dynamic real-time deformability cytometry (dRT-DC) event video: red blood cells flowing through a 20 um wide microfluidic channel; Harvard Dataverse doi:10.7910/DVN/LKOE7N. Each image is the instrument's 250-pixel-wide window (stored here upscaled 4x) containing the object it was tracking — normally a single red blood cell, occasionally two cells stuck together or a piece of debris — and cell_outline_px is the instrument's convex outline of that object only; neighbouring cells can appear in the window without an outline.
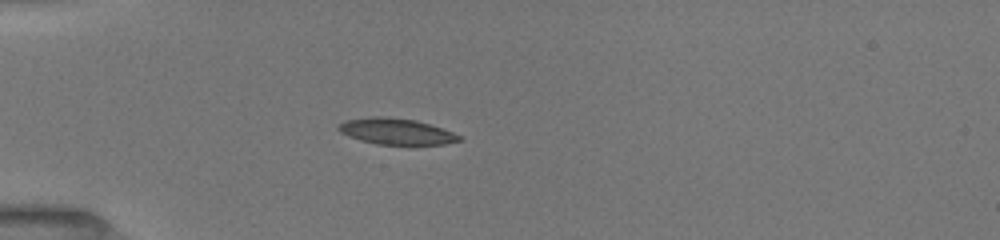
{"species": "common noctule bat (a hibernating species)", "species_latin": "Nyctalus noctula", "temperature_condition": "room temperature", "stored_images_in_passage": 60, "camera_frame_rate_fps": 3000, "um_per_image_px": 0.085, "animal": {"sex": "female", "body_mass_g": 19.5, "forearm_length_mm": 54.1}, "frame": {"image": 1, "passage_image": 1, "time_ms": 0.0, "image_size_px": [1000, 240], "cell_outline_px": [[464, 140], [444, 144], [408, 148], [376, 144], [360, 140], [348, 136], [340, 132], [336, 128], [344, 120], [372, 116], [384, 116], [416, 120], [452, 132], [460, 136]], "centroid_in_image_um": [33.7, 11.22], "position_along_channel_um": 51.3, "area_um2": 19.25}}
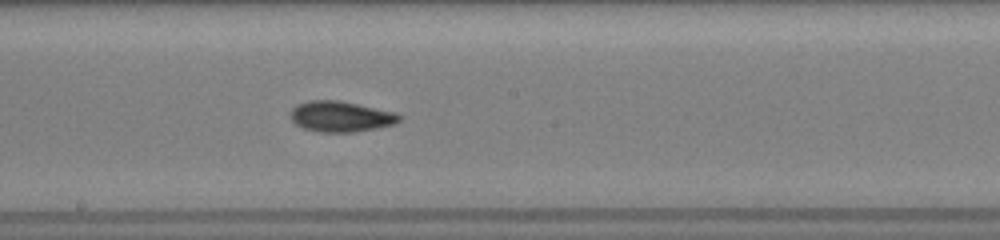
{"frame": {"image": 2, "passage_image": 22, "time_ms": 4.667, "image_size_px": [1000, 240], "cell_outline_px": [[404, 116], [396, 124], [376, 128], [352, 132], [320, 132], [304, 128], [296, 124], [288, 116], [288, 112], [296, 104], [308, 100], [340, 100], [396, 112]], "centroid_in_image_um": [28.96, 9.89], "position_along_channel_um": 219.2, "area_um2": 19.77}}
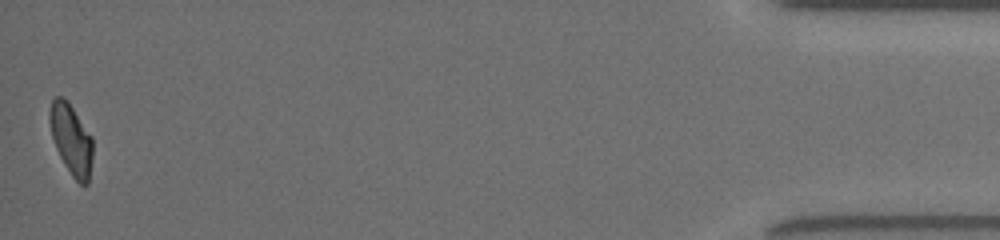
{"frame": {"image": 3, "passage_image": 60, "time_ms": 12.0, "image_size_px": [1000, 240], "cell_outline_px": [[92, 156], [88, 184], [80, 184], [72, 176], [64, 164], [56, 148], [52, 136], [48, 120], [48, 112], [52, 100], [56, 96], [64, 96], [68, 100], [92, 136]], "centroid_in_image_um": [6.04, 11.8], "position_along_channel_um": 429.2, "area_um2": 17.86}, "authors_computed_cell_mechanics": {"area_um2": 18.4671, "velocity_mm_per_s": 3.9957, "shape_relaxation_time_tau1_ms": 3.2201, "shape_relaxation_time_tau2_ms": 2.8484, "deformation_change_tau1": 0.1434, "deformation_change_tau2": 0.0738}}